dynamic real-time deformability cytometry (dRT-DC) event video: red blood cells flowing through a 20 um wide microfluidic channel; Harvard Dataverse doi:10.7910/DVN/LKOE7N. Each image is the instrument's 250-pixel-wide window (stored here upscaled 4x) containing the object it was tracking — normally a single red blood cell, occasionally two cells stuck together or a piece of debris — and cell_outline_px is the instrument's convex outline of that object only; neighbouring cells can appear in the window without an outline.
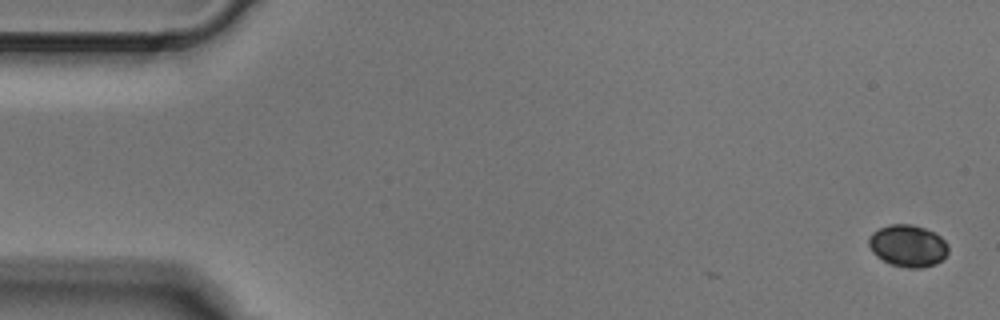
{"species": "Egyptian fruit bat (a non-hibernating species)", "species_latin": "Rousettus aegyptiacus", "temperature_condition": "cold", "stored_images_in_passage": 4, "camera_frame_rate_fps": 3000, "um_per_image_px": 0.085, "animal": {"sex": "male"}, "frame": {"image": 1, "passage_image": 1, "time_ms": 0.0, "image_size_px": [1000, 320], "cell_outline_px": [[948, 252], [936, 264], [920, 268], [908, 268], [892, 264], [876, 256], [872, 252], [868, 244], [868, 236], [872, 232], [888, 224], [912, 224], [936, 232], [948, 244]], "centroid_in_image_um": [77.16, 20.87], "position_along_channel_um": 7.8, "area_um2": 19.54}}
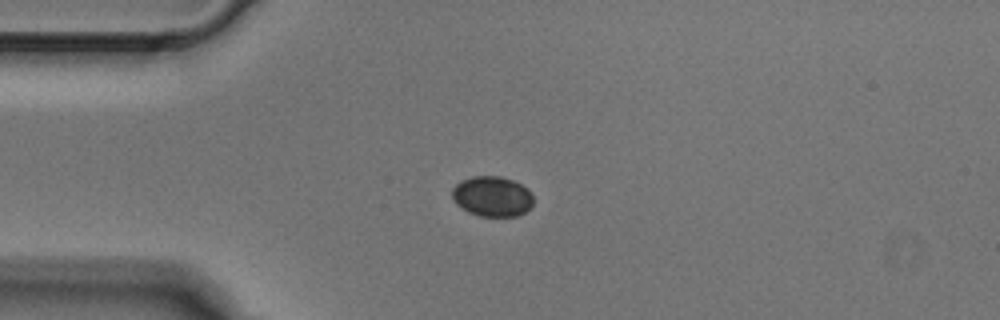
{"frame": {"image": 2, "passage_image": 4, "time_ms": 1.0, "image_size_px": [1000, 320], "cell_outline_px": [[532, 204], [524, 212], [516, 216], [480, 216], [468, 212], [456, 204], [452, 196], [452, 188], [460, 180], [472, 176], [500, 176], [512, 180], [520, 184], [532, 192]], "centroid_in_image_um": [41.81, 16.68], "position_along_channel_um": 43.2, "area_um2": 19.02}}